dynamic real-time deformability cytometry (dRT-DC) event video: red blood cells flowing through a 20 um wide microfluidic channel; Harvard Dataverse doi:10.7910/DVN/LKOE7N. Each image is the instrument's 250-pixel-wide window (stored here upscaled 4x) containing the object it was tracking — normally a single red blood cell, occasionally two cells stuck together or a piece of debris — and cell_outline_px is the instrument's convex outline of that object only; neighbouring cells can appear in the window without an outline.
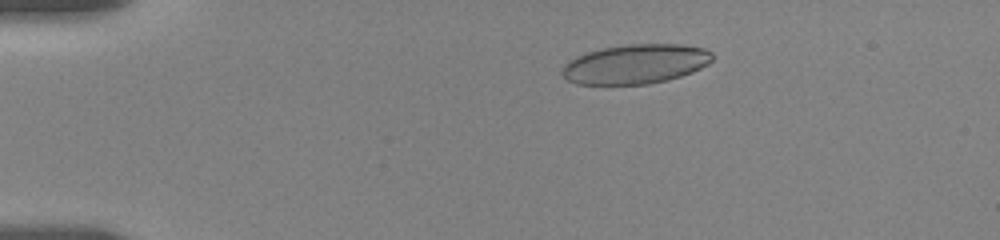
{"species": "human", "species_latin": "Homo sapiens", "temperature_condition": "room temperature", "stored_images_in_passage": 10, "camera_frame_rate_fps": 3000, "um_per_image_px": 0.085, "donor": {"sex": "female"}, "frame": {"image": 1, "passage_image": 4, "time_ms": 2.667, "image_size_px": [1000, 240], "cell_outline_px": [[712, 60], [708, 64], [692, 72], [668, 80], [648, 84], [576, 84], [568, 80], [560, 72], [564, 64], [568, 60], [576, 56], [600, 48], [628, 44], [684, 44], [704, 48], [712, 52]], "centroid_in_image_um": [54.01, 5.44], "position_along_channel_um": 31.0, "area_um2": 34.74}}
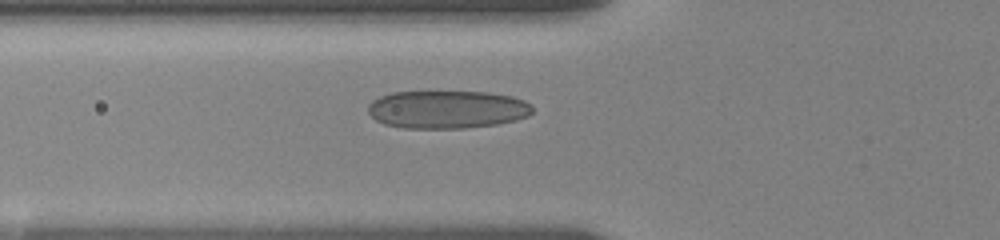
{"frame": {"image": 2, "passage_image": 10, "time_ms": 6.0, "image_size_px": [1000, 240], "cell_outline_px": [[532, 112], [528, 116], [516, 120], [496, 124], [464, 128], [404, 128], [384, 124], [376, 120], [368, 112], [368, 104], [372, 100], [380, 96], [392, 92], [488, 92], [512, 96], [524, 100], [532, 104]], "centroid_in_image_um": [38.01, 9.3], "position_along_channel_um": 87.8, "area_um2": 36.47}}